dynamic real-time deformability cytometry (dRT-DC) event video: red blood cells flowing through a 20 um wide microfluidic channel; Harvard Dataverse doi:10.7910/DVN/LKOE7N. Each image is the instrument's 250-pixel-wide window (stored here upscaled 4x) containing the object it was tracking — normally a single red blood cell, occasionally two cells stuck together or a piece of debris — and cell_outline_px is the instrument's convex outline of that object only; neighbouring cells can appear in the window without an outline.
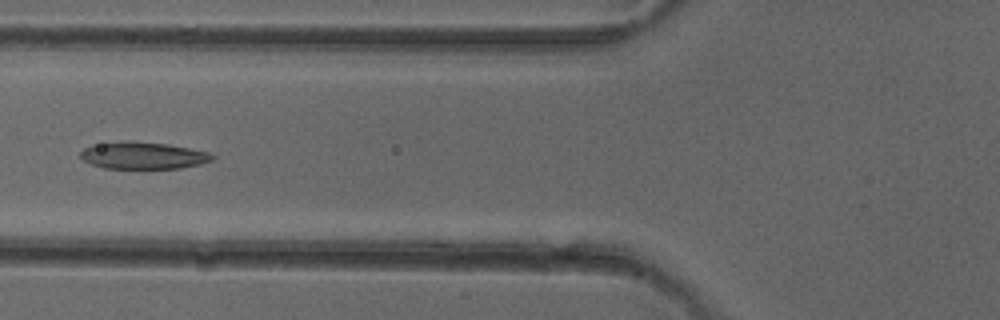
{"species": "common noctule bat (a hibernating species)", "species_latin": "Nyctalus noctula", "temperature_condition": "cold", "stored_images_in_passage": 5, "camera_frame_rate_fps": 3000, "um_per_image_px": 0.085, "animal": {"sex": "female"}, "frame": {"image": 1, "passage_image": 5, "time_ms": 5.0, "image_size_px": [1000, 320], "cell_outline_px": [[216, 156], [212, 160], [200, 164], [180, 168], [104, 168], [92, 164], [84, 160], [80, 156], [80, 152], [84, 148], [92, 144], [120, 140], [128, 140], [168, 144], [208, 152]], "centroid_in_image_um": [12.13, 13.2], "position_along_channel_um": 113.7, "area_um2": 20.87}}